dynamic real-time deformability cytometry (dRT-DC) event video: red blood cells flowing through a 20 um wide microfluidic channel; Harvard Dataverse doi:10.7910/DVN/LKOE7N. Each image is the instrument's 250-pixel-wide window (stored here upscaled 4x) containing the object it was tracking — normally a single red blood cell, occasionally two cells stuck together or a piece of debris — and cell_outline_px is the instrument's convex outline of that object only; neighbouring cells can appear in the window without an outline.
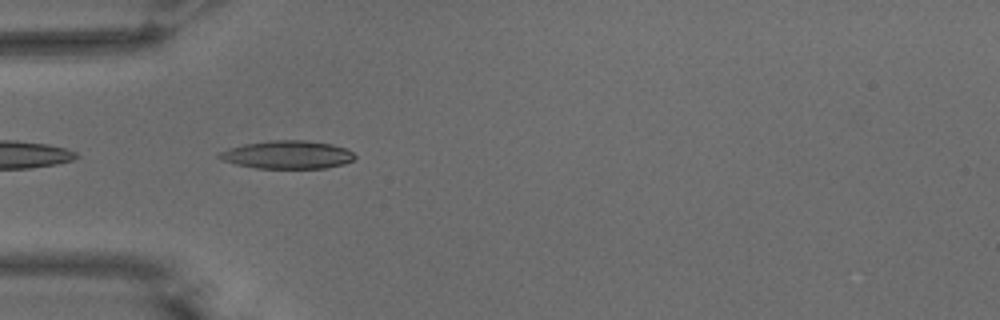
{"species": "common noctule bat (a hibernating species)", "species_latin": "Nyctalus noctula", "temperature_condition": "warm", "stored_images_in_passage": 6, "camera_frame_rate_fps": 3000, "um_per_image_px": 0.085, "animal": {"sex": "male", "body_mass_g": 15.6}, "frame": {"image": 1, "passage_image": 3, "time_ms": 0.667, "image_size_px": [1000, 320], "cell_outline_px": [[356, 156], [352, 160], [344, 164], [324, 168], [256, 168], [236, 164], [220, 160], [216, 156], [220, 152], [228, 148], [244, 144], [272, 140], [304, 140], [332, 144], [344, 148], [352, 152]], "centroid_in_image_um": [24.4, 13.15], "position_along_channel_um": 60.6, "area_um2": 22.14}}